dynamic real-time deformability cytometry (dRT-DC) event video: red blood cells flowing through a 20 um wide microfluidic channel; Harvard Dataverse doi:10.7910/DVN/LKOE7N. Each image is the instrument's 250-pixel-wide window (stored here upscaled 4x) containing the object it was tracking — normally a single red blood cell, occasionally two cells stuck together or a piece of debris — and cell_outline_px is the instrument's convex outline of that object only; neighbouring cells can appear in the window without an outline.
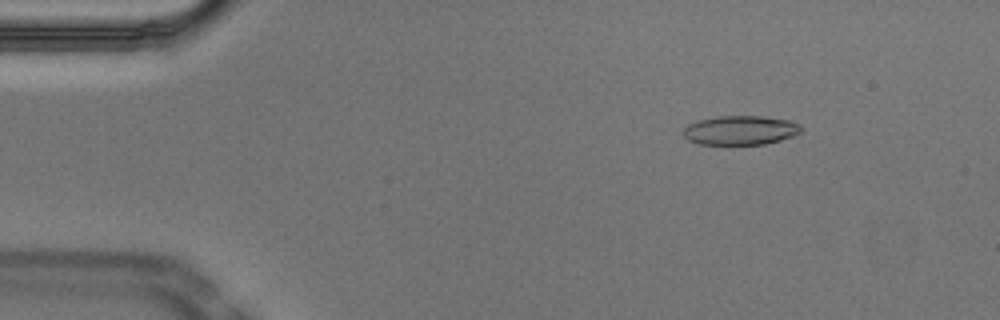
{"species": "Egyptian fruit bat (a non-hibernating species)", "species_latin": "Rousettus aegyptiacus", "temperature_condition": "cold", "stored_images_in_passage": 53, "camera_frame_rate_fps": 3000, "um_per_image_px": 0.085, "animal": {"sex": "male"}, "frame": {"image": 1, "passage_image": 7, "time_ms": 2.0, "image_size_px": [1000, 320], "cell_outline_px": [[804, 128], [800, 132], [792, 136], [780, 140], [764, 144], [700, 144], [688, 140], [680, 132], [688, 124], [696, 120], [716, 116], [764, 116], [792, 120], [800, 124]], "centroid_in_image_um": [62.93, 11.05], "position_along_channel_um": 22.1, "area_um2": 20.35}}
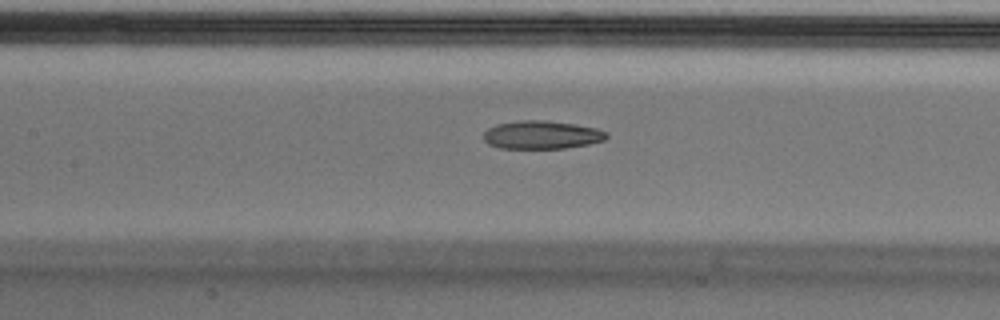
{"frame": {"image": 2, "passage_image": 24, "time_ms": 7.667, "image_size_px": [1000, 320], "cell_outline_px": [[608, 136], [604, 140], [588, 144], [564, 148], [500, 148], [488, 144], [484, 140], [484, 132], [488, 128], [496, 124], [520, 120], [544, 120], [572, 124], [596, 128], [608, 132]], "centroid_in_image_um": [46.03, 11.46], "position_along_channel_um": 161.4, "area_um2": 20.11}}
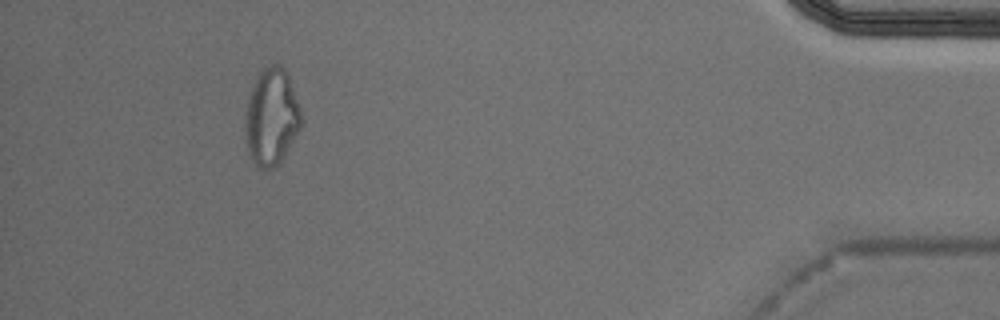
{"frame": {"image": 3, "passage_image": 49, "time_ms": 16.0, "image_size_px": [1000, 320], "cell_outline_px": [[304, 120], [300, 128], [280, 164], [276, 168], [260, 168], [248, 156], [244, 132], [244, 124], [248, 100], [252, 88], [260, 72], [268, 64], [276, 64], [284, 68], [288, 76], [300, 108]], "centroid_in_image_um": [23.08, 9.99], "position_along_channel_um": 412.1, "area_um2": 31.73}, "authors_computed_cell_mechanics": {"area_um2": 21.0392, "velocity_mm_per_s": 3.7305, "shape_relaxation_time_tau1_ms": null, "shape_relaxation_time_tau2_ms": 6.4604, "deformation_change_tau1": null, "deformation_change_tau2": 0.1666}}